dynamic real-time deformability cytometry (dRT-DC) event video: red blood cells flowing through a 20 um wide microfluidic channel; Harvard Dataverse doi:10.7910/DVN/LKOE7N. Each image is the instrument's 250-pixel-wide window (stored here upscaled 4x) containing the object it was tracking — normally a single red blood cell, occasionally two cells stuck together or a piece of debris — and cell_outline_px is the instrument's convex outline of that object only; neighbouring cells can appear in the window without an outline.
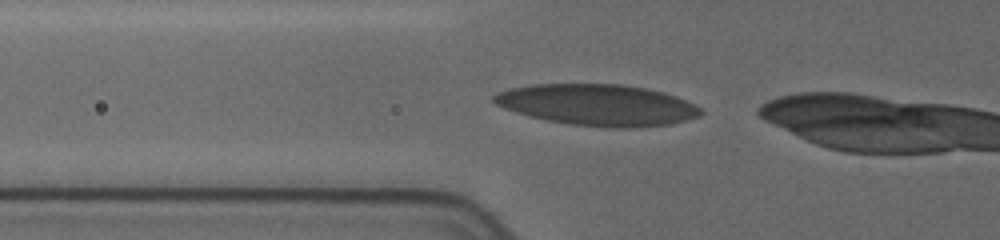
{"species": "human", "species_latin": "Homo sapiens", "temperature_condition": "cold", "stored_images_in_passage": 22, "camera_frame_rate_fps": 3000, "um_per_image_px": 0.085, "donor": {"sex": "female"}, "frame": {"image": 1, "passage_image": 2, "time_ms": 0.333, "image_size_px": [1000, 240], "cell_outline_px": [[704, 112], [700, 116], [672, 124], [632, 128], [604, 128], [572, 124], [548, 120], [528, 116], [504, 108], [496, 104], [492, 100], [492, 96], [500, 92], [512, 88], [532, 84], [620, 84], [644, 88], [664, 92], [676, 96], [696, 104]], "centroid_in_image_um": [50.84, 8.93], "position_along_channel_um": 75.0, "area_um2": 49.88}}
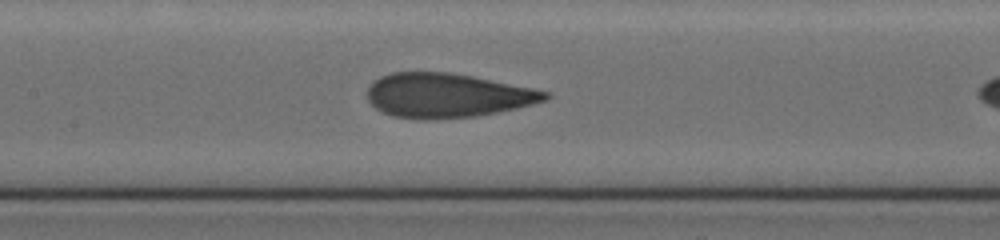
{"frame": {"image": 2, "passage_image": 10, "time_ms": 3.0, "image_size_px": [1000, 240], "cell_outline_px": [[552, 96], [548, 100], [516, 108], [476, 116], [432, 120], [420, 120], [392, 116], [376, 108], [368, 100], [368, 88], [380, 76], [392, 72], [452, 72], [532, 88], [548, 92]], "centroid_in_image_um": [38.01, 8.12], "position_along_channel_um": 169.4, "area_um2": 45.89}}
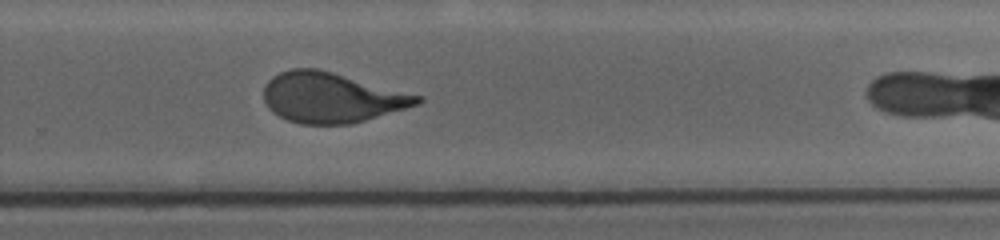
{"frame": {"image": 3, "passage_image": 21, "time_ms": 6.667, "image_size_px": [1000, 240], "cell_outline_px": [[424, 100], [420, 104], [352, 124], [300, 124], [288, 120], [272, 112], [268, 108], [264, 100], [264, 88], [268, 80], [272, 76], [280, 72], [292, 68], [316, 68], [332, 72], [424, 96]], "centroid_in_image_um": [28.19, 8.29], "position_along_channel_um": 301.6, "area_um2": 44.97}}